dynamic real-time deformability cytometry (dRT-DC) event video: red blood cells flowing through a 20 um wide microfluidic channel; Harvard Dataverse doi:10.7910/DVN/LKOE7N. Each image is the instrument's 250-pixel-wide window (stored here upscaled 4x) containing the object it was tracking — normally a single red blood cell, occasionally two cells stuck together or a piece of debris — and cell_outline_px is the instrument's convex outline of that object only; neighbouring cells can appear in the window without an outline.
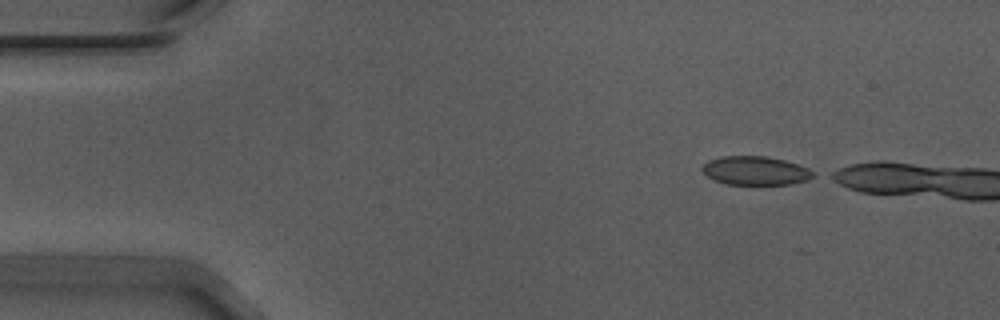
{"species": "Egyptian fruit bat (a non-hibernating species)", "species_latin": "Rousettus aegyptiacus", "temperature_condition": "warm", "stored_images_in_passage": 7, "camera_frame_rate_fps": 3000, "um_per_image_px": 0.085, "animal": {"sex": "male"}, "frame": {"image": 1, "passage_image": 1, "time_ms": 0.0, "image_size_px": [1000, 320], "cell_outline_px": [[816, 172], [812, 176], [804, 180], [788, 184], [728, 184], [716, 180], [708, 176], [700, 168], [708, 160], [720, 156], [764, 156], [784, 160], [808, 168]], "centroid_in_image_um": [64.18, 14.49], "position_along_channel_um": 20.8, "area_um2": 18.26}}